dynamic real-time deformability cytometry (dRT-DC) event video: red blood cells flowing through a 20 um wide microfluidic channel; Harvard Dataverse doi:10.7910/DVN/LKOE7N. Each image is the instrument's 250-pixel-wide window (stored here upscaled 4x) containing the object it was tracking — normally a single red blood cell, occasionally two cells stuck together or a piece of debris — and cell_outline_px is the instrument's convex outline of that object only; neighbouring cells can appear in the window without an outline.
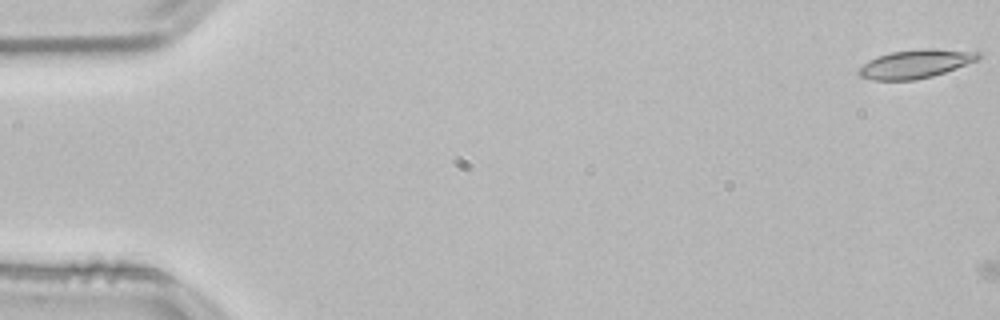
{"species": "common noctule bat (a hibernating species)", "species_latin": "Nyctalus noctula", "temperature_condition": "room temperature", "stored_images_in_passage": 2, "camera_frame_rate_fps": 3000, "um_per_image_px": 0.085, "animal": {"sex": "male", "body_mass_g": 21.5, "forearm_length_mm": 52.0}, "frame": {"image": 1, "passage_image": 1, "time_ms": 0.0, "image_size_px": [1000, 320], "cell_outline_px": [[984, 56], [980, 60], [932, 76], [916, 80], [872, 80], [860, 76], [856, 72], [868, 60], [876, 56], [892, 52], [920, 48], [936, 48], [980, 52]], "centroid_in_image_um": [77.86, 5.41], "position_along_channel_um": 7.1, "area_um2": 20.17}}